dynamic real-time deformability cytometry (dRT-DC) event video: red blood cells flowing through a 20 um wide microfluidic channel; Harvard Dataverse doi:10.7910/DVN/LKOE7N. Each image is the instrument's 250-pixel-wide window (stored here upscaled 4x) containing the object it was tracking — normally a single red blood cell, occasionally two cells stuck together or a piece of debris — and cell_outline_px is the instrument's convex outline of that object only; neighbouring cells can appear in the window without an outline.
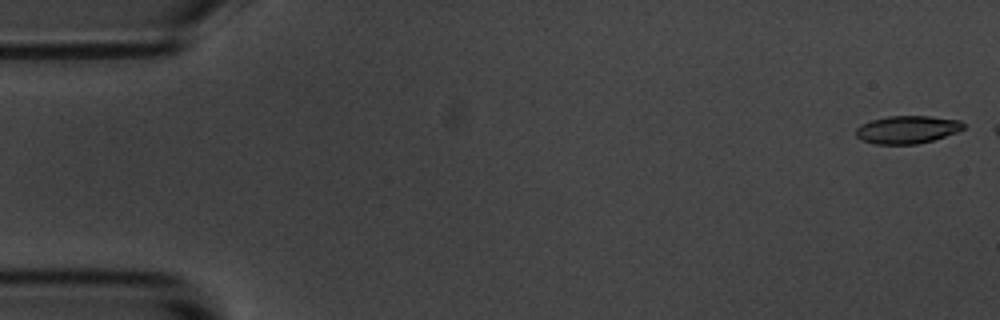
{"species": "common noctule bat (a hibernating species)", "species_latin": "Nyctalus noctula", "temperature_condition": "room temperature", "stored_images_in_passage": 45, "camera_frame_rate_fps": 3000, "um_per_image_px": 0.085, "animal": {"sex": "male", "body_mass_g": 20.1, "forearm_length_mm": 53.5}, "frame": {"image": 1, "passage_image": 1, "time_ms": 0.0, "image_size_px": [1000, 320], "cell_outline_px": [[964, 128], [956, 132], [932, 140], [916, 144], [876, 144], [860, 140], [856, 136], [856, 128], [860, 124], [872, 120], [888, 116], [928, 116], [960, 120], [964, 124]], "centroid_in_image_um": [77.07, 11.01], "position_along_channel_um": 7.9, "area_um2": 17.34}}
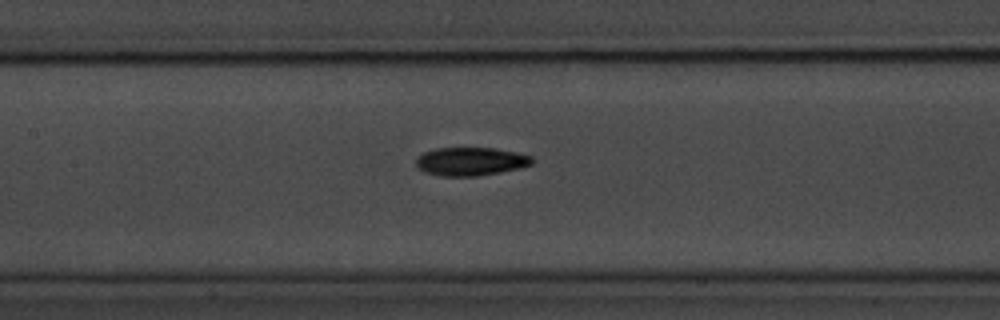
{"frame": {"image": 2, "passage_image": 25, "time_ms": 8.0, "image_size_px": [1000, 320], "cell_outline_px": [[532, 164], [520, 168], [500, 172], [476, 176], [440, 176], [424, 172], [416, 164], [416, 156], [424, 152], [436, 148], [496, 148], [516, 152], [532, 156]], "centroid_in_image_um": [39.99, 13.72], "position_along_channel_um": 167.4, "area_um2": 19.19}}
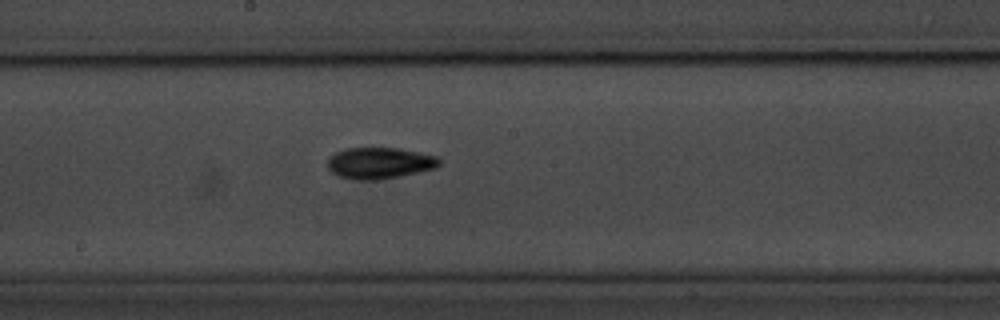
{"frame": {"image": 3, "passage_image": 29, "time_ms": 9.333, "image_size_px": [1000, 320], "cell_outline_px": [[440, 164], [436, 168], [400, 176], [376, 180], [352, 180], [340, 176], [332, 172], [328, 168], [328, 160], [336, 152], [344, 148], [400, 148], [436, 156], [440, 160]], "centroid_in_image_um": [32.26, 13.86], "position_along_channel_um": 215.9, "area_um2": 20.35}}